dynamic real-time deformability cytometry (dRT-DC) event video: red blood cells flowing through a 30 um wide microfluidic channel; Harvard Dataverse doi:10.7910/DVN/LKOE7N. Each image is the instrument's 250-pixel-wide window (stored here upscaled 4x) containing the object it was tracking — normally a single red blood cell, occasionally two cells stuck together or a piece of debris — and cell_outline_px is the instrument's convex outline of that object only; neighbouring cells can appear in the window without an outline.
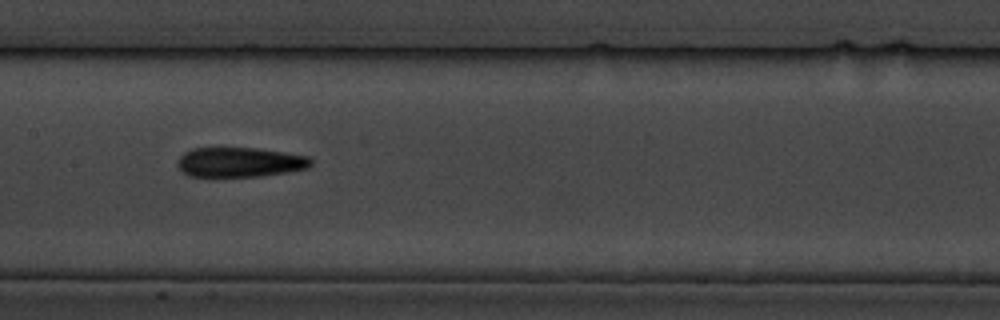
{"species": "common noctule bat (a hibernating species)", "species_latin": "Nyctalus noctula", "temperature_condition": "cold", "stored_images_in_passage": 9, "camera_frame_rate_fps": 3000, "um_per_image_px": 0.085, "animal": {"sex": "male", "body_mass_g": 19.5, "forearm_length_mm": 54.6}, "frame": {"image": 1, "passage_image": 8, "time_ms": 9.333, "image_size_px": [1000, 320], "cell_outline_px": [[312, 164], [308, 168], [288, 172], [260, 176], [212, 180], [188, 176], [176, 164], [176, 160], [184, 152], [192, 148], [256, 148], [284, 152], [308, 156], [312, 160]], "centroid_in_image_um": [20.31, 13.84], "position_along_channel_um": 187.1, "area_um2": 24.16}}
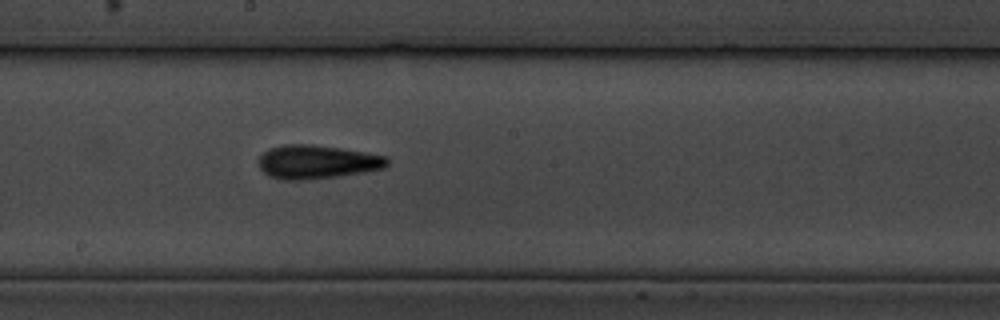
{"frame": {"image": 2, "passage_image": 9, "time_ms": 10.333, "image_size_px": [1000, 320], "cell_outline_px": [[388, 164], [384, 168], [364, 172], [340, 176], [300, 180], [280, 180], [268, 176], [260, 168], [260, 156], [268, 148], [284, 144], [308, 144], [340, 148], [388, 156]], "centroid_in_image_um": [26.94, 13.76], "position_along_channel_um": 221.3, "area_um2": 25.26}}